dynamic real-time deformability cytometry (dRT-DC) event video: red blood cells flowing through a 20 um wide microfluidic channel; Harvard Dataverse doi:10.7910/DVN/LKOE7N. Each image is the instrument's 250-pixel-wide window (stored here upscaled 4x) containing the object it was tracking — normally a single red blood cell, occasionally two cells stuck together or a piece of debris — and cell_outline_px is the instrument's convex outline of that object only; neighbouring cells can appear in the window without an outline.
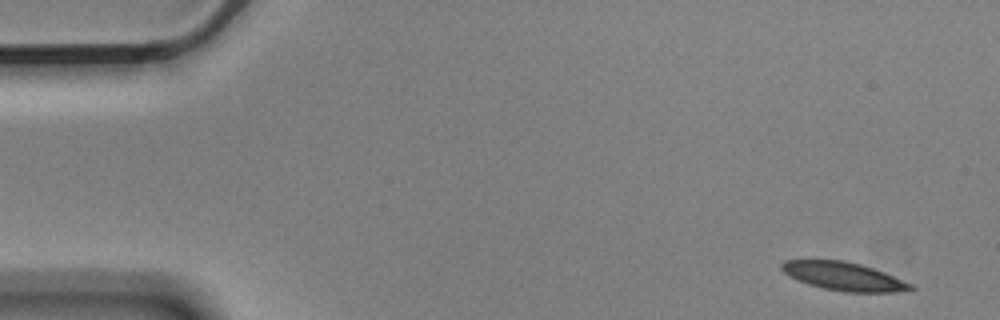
{"species": "Egyptian fruit bat (a non-hibernating species)", "species_latin": "Rousettus aegyptiacus", "temperature_condition": "cold", "stored_images_in_passage": 3, "camera_frame_rate_fps": 3000, "um_per_image_px": 0.085, "animal": {"sex": "male"}, "frame": {"image": 1, "passage_image": 1, "time_ms": 0.0, "image_size_px": [1000, 320], "cell_outline_px": [[916, 288], [896, 292], [844, 292], [824, 288], [808, 284], [784, 272], [780, 268], [780, 264], [784, 260], [844, 260], [860, 264], [884, 272], [912, 284]], "centroid_in_image_um": [71.72, 23.48], "position_along_channel_um": 13.3, "area_um2": 21.04}}